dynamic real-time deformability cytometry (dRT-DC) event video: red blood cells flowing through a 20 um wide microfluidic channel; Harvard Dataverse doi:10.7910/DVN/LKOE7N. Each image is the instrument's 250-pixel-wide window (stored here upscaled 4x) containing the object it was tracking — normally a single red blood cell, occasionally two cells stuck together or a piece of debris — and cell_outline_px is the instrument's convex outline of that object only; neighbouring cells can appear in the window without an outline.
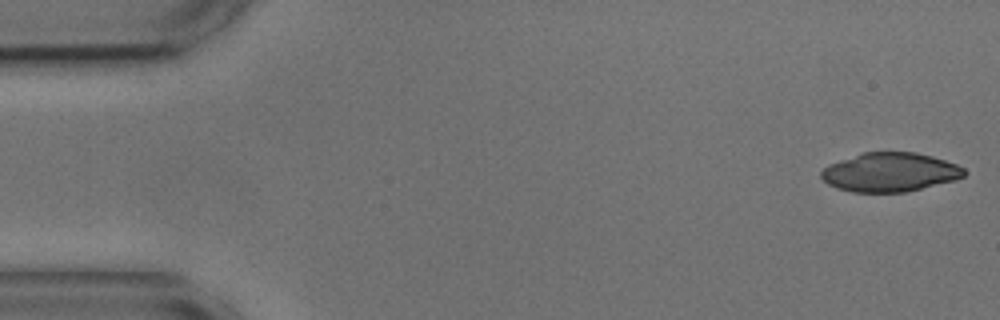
{"species": "common noctule bat (a hibernating species)", "species_latin": "Nyctalus noctula", "temperature_condition": "cold", "stored_images_in_passage": 54, "camera_frame_rate_fps": 3000, "um_per_image_px": 0.085, "animal": {"sex": "male", "body_mass_g": 17.9, "forearm_length_mm": 54.2}, "frame": {"image": 1, "passage_image": 1, "time_ms": 0.0, "image_size_px": [1000, 320], "cell_outline_px": [[964, 176], [956, 180], [904, 192], [852, 192], [836, 188], [828, 184], [820, 176], [820, 172], [828, 164], [864, 152], [916, 152], [932, 156], [956, 164], [964, 168]], "centroid_in_image_um": [75.63, 14.64], "position_along_channel_um": 9.4, "area_um2": 32.37}}